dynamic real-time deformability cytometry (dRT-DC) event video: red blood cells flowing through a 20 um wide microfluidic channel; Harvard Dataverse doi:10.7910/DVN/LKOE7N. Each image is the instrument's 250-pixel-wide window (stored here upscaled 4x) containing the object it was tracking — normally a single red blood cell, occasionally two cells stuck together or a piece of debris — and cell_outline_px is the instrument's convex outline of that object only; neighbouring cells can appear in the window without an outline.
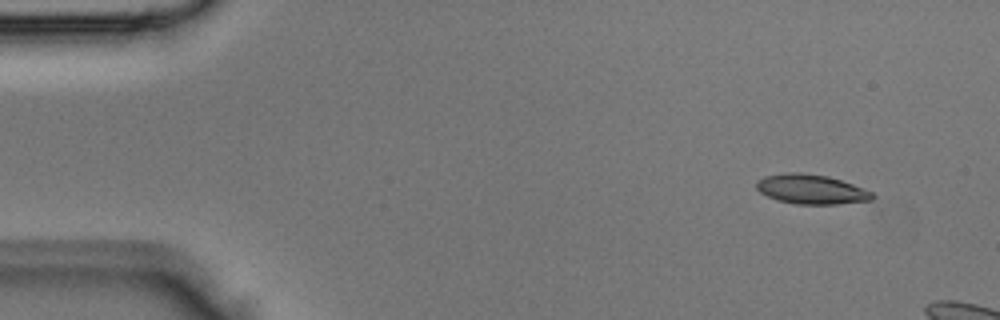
{"species": "Egyptian fruit bat (a non-hibernating species)", "species_latin": "Rousettus aegyptiacus", "temperature_condition": "room temperature", "stored_images_in_passage": 4, "camera_frame_rate_fps": 3000, "um_per_image_px": 0.085, "animal": {"sex": "male"}, "frame": {"image": 1, "passage_image": 1, "time_ms": 0.0, "image_size_px": [1000, 320], "cell_outline_px": [[876, 196], [872, 200], [836, 204], [796, 204], [776, 200], [760, 192], [756, 188], [756, 184], [764, 176], [788, 172], [800, 172], [828, 176], [852, 184], [872, 192]], "centroid_in_image_um": [68.95, 16.09], "position_along_channel_um": 16.0, "area_um2": 19.88}}